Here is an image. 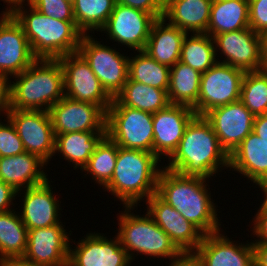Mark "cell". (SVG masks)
Segmentation results:
<instances>
[{
    "label": "cell",
    "instance_id": "obj_1",
    "mask_svg": "<svg viewBox=\"0 0 267 266\" xmlns=\"http://www.w3.org/2000/svg\"><path fill=\"white\" fill-rule=\"evenodd\" d=\"M209 180L184 176L162 167L156 194L204 235L222 231L217 203L211 198ZM208 187V188H207ZM209 191V192H208ZM221 229V230H220Z\"/></svg>",
    "mask_w": 267,
    "mask_h": 266
},
{
    "label": "cell",
    "instance_id": "obj_2",
    "mask_svg": "<svg viewBox=\"0 0 267 266\" xmlns=\"http://www.w3.org/2000/svg\"><path fill=\"white\" fill-rule=\"evenodd\" d=\"M166 162V169L210 180L218 172L229 168V155L221 147L211 124L204 116L196 115L186 126L177 149Z\"/></svg>",
    "mask_w": 267,
    "mask_h": 266
},
{
    "label": "cell",
    "instance_id": "obj_3",
    "mask_svg": "<svg viewBox=\"0 0 267 266\" xmlns=\"http://www.w3.org/2000/svg\"><path fill=\"white\" fill-rule=\"evenodd\" d=\"M161 160L151 152L118 146V156L105 192L125 206H136L156 194ZM116 196V197H115ZM145 199V200H144Z\"/></svg>",
    "mask_w": 267,
    "mask_h": 266
},
{
    "label": "cell",
    "instance_id": "obj_4",
    "mask_svg": "<svg viewBox=\"0 0 267 266\" xmlns=\"http://www.w3.org/2000/svg\"><path fill=\"white\" fill-rule=\"evenodd\" d=\"M11 15L22 27L37 59H59L78 52L84 34L78 29L75 21H62L45 16L29 2Z\"/></svg>",
    "mask_w": 267,
    "mask_h": 266
},
{
    "label": "cell",
    "instance_id": "obj_5",
    "mask_svg": "<svg viewBox=\"0 0 267 266\" xmlns=\"http://www.w3.org/2000/svg\"><path fill=\"white\" fill-rule=\"evenodd\" d=\"M12 77L11 109L49 111L65 96L64 74L58 59H36Z\"/></svg>",
    "mask_w": 267,
    "mask_h": 266
},
{
    "label": "cell",
    "instance_id": "obj_6",
    "mask_svg": "<svg viewBox=\"0 0 267 266\" xmlns=\"http://www.w3.org/2000/svg\"><path fill=\"white\" fill-rule=\"evenodd\" d=\"M134 208L136 207L124 206V210L119 211L118 230H116L121 246L126 250L130 260L133 262L134 257L139 254L153 259L167 258L169 261L180 258L183 253L153 218L147 212L145 215H135Z\"/></svg>",
    "mask_w": 267,
    "mask_h": 266
},
{
    "label": "cell",
    "instance_id": "obj_7",
    "mask_svg": "<svg viewBox=\"0 0 267 266\" xmlns=\"http://www.w3.org/2000/svg\"><path fill=\"white\" fill-rule=\"evenodd\" d=\"M153 113L128 106H109L106 135L119 147L153 153Z\"/></svg>",
    "mask_w": 267,
    "mask_h": 266
},
{
    "label": "cell",
    "instance_id": "obj_8",
    "mask_svg": "<svg viewBox=\"0 0 267 266\" xmlns=\"http://www.w3.org/2000/svg\"><path fill=\"white\" fill-rule=\"evenodd\" d=\"M110 47L89 34L82 36L78 52L89 63L106 92L115 98L127 82L129 56Z\"/></svg>",
    "mask_w": 267,
    "mask_h": 266
},
{
    "label": "cell",
    "instance_id": "obj_9",
    "mask_svg": "<svg viewBox=\"0 0 267 266\" xmlns=\"http://www.w3.org/2000/svg\"><path fill=\"white\" fill-rule=\"evenodd\" d=\"M244 74V70L218 61L202 73L195 114L204 116L216 107L240 100Z\"/></svg>",
    "mask_w": 267,
    "mask_h": 266
},
{
    "label": "cell",
    "instance_id": "obj_10",
    "mask_svg": "<svg viewBox=\"0 0 267 266\" xmlns=\"http://www.w3.org/2000/svg\"><path fill=\"white\" fill-rule=\"evenodd\" d=\"M64 74V93L67 98L99 105L107 112L113 98L103 88L89 63L79 53L58 59Z\"/></svg>",
    "mask_w": 267,
    "mask_h": 266
},
{
    "label": "cell",
    "instance_id": "obj_11",
    "mask_svg": "<svg viewBox=\"0 0 267 266\" xmlns=\"http://www.w3.org/2000/svg\"><path fill=\"white\" fill-rule=\"evenodd\" d=\"M5 118L14 125L25 152L35 154L49 164L55 151V134L49 111L10 109Z\"/></svg>",
    "mask_w": 267,
    "mask_h": 266
},
{
    "label": "cell",
    "instance_id": "obj_12",
    "mask_svg": "<svg viewBox=\"0 0 267 266\" xmlns=\"http://www.w3.org/2000/svg\"><path fill=\"white\" fill-rule=\"evenodd\" d=\"M156 20L152 14L116 3L99 32L106 33L109 40L118 42L120 46L124 45L135 52L143 51Z\"/></svg>",
    "mask_w": 267,
    "mask_h": 266
},
{
    "label": "cell",
    "instance_id": "obj_13",
    "mask_svg": "<svg viewBox=\"0 0 267 266\" xmlns=\"http://www.w3.org/2000/svg\"><path fill=\"white\" fill-rule=\"evenodd\" d=\"M80 239L75 247L69 245L68 266H130L132 263L117 235L109 239L103 233L91 232Z\"/></svg>",
    "mask_w": 267,
    "mask_h": 266
},
{
    "label": "cell",
    "instance_id": "obj_14",
    "mask_svg": "<svg viewBox=\"0 0 267 266\" xmlns=\"http://www.w3.org/2000/svg\"><path fill=\"white\" fill-rule=\"evenodd\" d=\"M49 114L55 135L106 131V112L99 105L89 102L76 101L64 96L50 108Z\"/></svg>",
    "mask_w": 267,
    "mask_h": 266
},
{
    "label": "cell",
    "instance_id": "obj_15",
    "mask_svg": "<svg viewBox=\"0 0 267 266\" xmlns=\"http://www.w3.org/2000/svg\"><path fill=\"white\" fill-rule=\"evenodd\" d=\"M218 62L248 71L262 69L261 38L250 27L238 31L224 32L213 37ZM219 52V53H218Z\"/></svg>",
    "mask_w": 267,
    "mask_h": 266
},
{
    "label": "cell",
    "instance_id": "obj_16",
    "mask_svg": "<svg viewBox=\"0 0 267 266\" xmlns=\"http://www.w3.org/2000/svg\"><path fill=\"white\" fill-rule=\"evenodd\" d=\"M204 118L211 124L221 147L230 155L252 132L255 116L238 100L208 111Z\"/></svg>",
    "mask_w": 267,
    "mask_h": 266
},
{
    "label": "cell",
    "instance_id": "obj_17",
    "mask_svg": "<svg viewBox=\"0 0 267 266\" xmlns=\"http://www.w3.org/2000/svg\"><path fill=\"white\" fill-rule=\"evenodd\" d=\"M64 226L57 224L28 230L23 257L39 266H68L69 245L76 242L69 237L71 233L66 232Z\"/></svg>",
    "mask_w": 267,
    "mask_h": 266
},
{
    "label": "cell",
    "instance_id": "obj_18",
    "mask_svg": "<svg viewBox=\"0 0 267 266\" xmlns=\"http://www.w3.org/2000/svg\"><path fill=\"white\" fill-rule=\"evenodd\" d=\"M145 204L146 212L171 238L175 246L183 254H193L201 244L204 234L157 194L151 195Z\"/></svg>",
    "mask_w": 267,
    "mask_h": 266
},
{
    "label": "cell",
    "instance_id": "obj_19",
    "mask_svg": "<svg viewBox=\"0 0 267 266\" xmlns=\"http://www.w3.org/2000/svg\"><path fill=\"white\" fill-rule=\"evenodd\" d=\"M51 184L48 179L41 185L17 192L16 195L18 196L16 197L23 194L20 198L22 204H20L19 215L28 230L63 224L60 220V216H62L60 212V210L62 211L61 201L59 204Z\"/></svg>",
    "mask_w": 267,
    "mask_h": 266
},
{
    "label": "cell",
    "instance_id": "obj_20",
    "mask_svg": "<svg viewBox=\"0 0 267 266\" xmlns=\"http://www.w3.org/2000/svg\"><path fill=\"white\" fill-rule=\"evenodd\" d=\"M36 59L20 24L11 14L0 13V73L12 78Z\"/></svg>",
    "mask_w": 267,
    "mask_h": 266
},
{
    "label": "cell",
    "instance_id": "obj_21",
    "mask_svg": "<svg viewBox=\"0 0 267 266\" xmlns=\"http://www.w3.org/2000/svg\"><path fill=\"white\" fill-rule=\"evenodd\" d=\"M196 116L193 108L170 104L153 113V153L161 160L169 158L177 149L186 126Z\"/></svg>",
    "mask_w": 267,
    "mask_h": 266
},
{
    "label": "cell",
    "instance_id": "obj_22",
    "mask_svg": "<svg viewBox=\"0 0 267 266\" xmlns=\"http://www.w3.org/2000/svg\"><path fill=\"white\" fill-rule=\"evenodd\" d=\"M225 235V232L223 234V231H219L203 236L201 244L193 253L202 265L254 266L252 241L237 243Z\"/></svg>",
    "mask_w": 267,
    "mask_h": 266
},
{
    "label": "cell",
    "instance_id": "obj_23",
    "mask_svg": "<svg viewBox=\"0 0 267 266\" xmlns=\"http://www.w3.org/2000/svg\"><path fill=\"white\" fill-rule=\"evenodd\" d=\"M261 188L267 182V144L253 131L229 155V171Z\"/></svg>",
    "mask_w": 267,
    "mask_h": 266
},
{
    "label": "cell",
    "instance_id": "obj_24",
    "mask_svg": "<svg viewBox=\"0 0 267 266\" xmlns=\"http://www.w3.org/2000/svg\"><path fill=\"white\" fill-rule=\"evenodd\" d=\"M45 165L39 156L28 152L0 157V180L16 192L38 186L49 179Z\"/></svg>",
    "mask_w": 267,
    "mask_h": 266
},
{
    "label": "cell",
    "instance_id": "obj_25",
    "mask_svg": "<svg viewBox=\"0 0 267 266\" xmlns=\"http://www.w3.org/2000/svg\"><path fill=\"white\" fill-rule=\"evenodd\" d=\"M213 0H166L163 18L187 34L206 33ZM168 20V21H167Z\"/></svg>",
    "mask_w": 267,
    "mask_h": 266
},
{
    "label": "cell",
    "instance_id": "obj_26",
    "mask_svg": "<svg viewBox=\"0 0 267 266\" xmlns=\"http://www.w3.org/2000/svg\"><path fill=\"white\" fill-rule=\"evenodd\" d=\"M187 33L166 23L164 18L157 19L150 31L143 50L158 63L173 67L180 60L181 47Z\"/></svg>",
    "mask_w": 267,
    "mask_h": 266
},
{
    "label": "cell",
    "instance_id": "obj_27",
    "mask_svg": "<svg viewBox=\"0 0 267 266\" xmlns=\"http://www.w3.org/2000/svg\"><path fill=\"white\" fill-rule=\"evenodd\" d=\"M105 136L106 131L71 132L55 135L54 156L58 153V156L62 155V159L69 162L68 164H73L74 170L77 168L82 170L94 153L96 146Z\"/></svg>",
    "mask_w": 267,
    "mask_h": 266
},
{
    "label": "cell",
    "instance_id": "obj_28",
    "mask_svg": "<svg viewBox=\"0 0 267 266\" xmlns=\"http://www.w3.org/2000/svg\"><path fill=\"white\" fill-rule=\"evenodd\" d=\"M249 27V0H213L206 34L215 35Z\"/></svg>",
    "mask_w": 267,
    "mask_h": 266
},
{
    "label": "cell",
    "instance_id": "obj_29",
    "mask_svg": "<svg viewBox=\"0 0 267 266\" xmlns=\"http://www.w3.org/2000/svg\"><path fill=\"white\" fill-rule=\"evenodd\" d=\"M168 92L127 79L122 90L113 98L110 106H128L156 113L170 105Z\"/></svg>",
    "mask_w": 267,
    "mask_h": 266
},
{
    "label": "cell",
    "instance_id": "obj_30",
    "mask_svg": "<svg viewBox=\"0 0 267 266\" xmlns=\"http://www.w3.org/2000/svg\"><path fill=\"white\" fill-rule=\"evenodd\" d=\"M201 73L178 61L170 67L168 97L171 104L193 108L199 97Z\"/></svg>",
    "mask_w": 267,
    "mask_h": 266
},
{
    "label": "cell",
    "instance_id": "obj_31",
    "mask_svg": "<svg viewBox=\"0 0 267 266\" xmlns=\"http://www.w3.org/2000/svg\"><path fill=\"white\" fill-rule=\"evenodd\" d=\"M216 58L214 39L209 34L191 33L184 37L179 60L183 64L202 74L219 60Z\"/></svg>",
    "mask_w": 267,
    "mask_h": 266
},
{
    "label": "cell",
    "instance_id": "obj_32",
    "mask_svg": "<svg viewBox=\"0 0 267 266\" xmlns=\"http://www.w3.org/2000/svg\"><path fill=\"white\" fill-rule=\"evenodd\" d=\"M15 209L0 213V259L23 257L27 248L28 229Z\"/></svg>",
    "mask_w": 267,
    "mask_h": 266
},
{
    "label": "cell",
    "instance_id": "obj_33",
    "mask_svg": "<svg viewBox=\"0 0 267 266\" xmlns=\"http://www.w3.org/2000/svg\"><path fill=\"white\" fill-rule=\"evenodd\" d=\"M136 53L129 57L128 79L168 91L170 67L158 63L144 51Z\"/></svg>",
    "mask_w": 267,
    "mask_h": 266
},
{
    "label": "cell",
    "instance_id": "obj_34",
    "mask_svg": "<svg viewBox=\"0 0 267 266\" xmlns=\"http://www.w3.org/2000/svg\"><path fill=\"white\" fill-rule=\"evenodd\" d=\"M115 4V0H75L72 5L76 26L84 35L100 31L107 23Z\"/></svg>",
    "mask_w": 267,
    "mask_h": 266
},
{
    "label": "cell",
    "instance_id": "obj_35",
    "mask_svg": "<svg viewBox=\"0 0 267 266\" xmlns=\"http://www.w3.org/2000/svg\"><path fill=\"white\" fill-rule=\"evenodd\" d=\"M117 156L118 145L106 135L96 146L94 153L80 173H86L85 176L90 175V179L104 188L113 176Z\"/></svg>",
    "mask_w": 267,
    "mask_h": 266
},
{
    "label": "cell",
    "instance_id": "obj_36",
    "mask_svg": "<svg viewBox=\"0 0 267 266\" xmlns=\"http://www.w3.org/2000/svg\"><path fill=\"white\" fill-rule=\"evenodd\" d=\"M240 101L254 116L267 113V70L245 72Z\"/></svg>",
    "mask_w": 267,
    "mask_h": 266
},
{
    "label": "cell",
    "instance_id": "obj_37",
    "mask_svg": "<svg viewBox=\"0 0 267 266\" xmlns=\"http://www.w3.org/2000/svg\"><path fill=\"white\" fill-rule=\"evenodd\" d=\"M42 14L62 21H75L73 5L66 0H28Z\"/></svg>",
    "mask_w": 267,
    "mask_h": 266
},
{
    "label": "cell",
    "instance_id": "obj_38",
    "mask_svg": "<svg viewBox=\"0 0 267 266\" xmlns=\"http://www.w3.org/2000/svg\"><path fill=\"white\" fill-rule=\"evenodd\" d=\"M1 120V119H0ZM0 121V157L19 155L25 152L14 125L6 118Z\"/></svg>",
    "mask_w": 267,
    "mask_h": 266
},
{
    "label": "cell",
    "instance_id": "obj_39",
    "mask_svg": "<svg viewBox=\"0 0 267 266\" xmlns=\"http://www.w3.org/2000/svg\"><path fill=\"white\" fill-rule=\"evenodd\" d=\"M249 27L257 34L267 31V0H249Z\"/></svg>",
    "mask_w": 267,
    "mask_h": 266
},
{
    "label": "cell",
    "instance_id": "obj_40",
    "mask_svg": "<svg viewBox=\"0 0 267 266\" xmlns=\"http://www.w3.org/2000/svg\"><path fill=\"white\" fill-rule=\"evenodd\" d=\"M262 202L251 221L253 224H250L252 225L250 235L256 236V239L254 238L252 241L267 243V202L265 200Z\"/></svg>",
    "mask_w": 267,
    "mask_h": 266
},
{
    "label": "cell",
    "instance_id": "obj_41",
    "mask_svg": "<svg viewBox=\"0 0 267 266\" xmlns=\"http://www.w3.org/2000/svg\"><path fill=\"white\" fill-rule=\"evenodd\" d=\"M117 4L152 14L156 19L163 18L164 2L162 0H115Z\"/></svg>",
    "mask_w": 267,
    "mask_h": 266
},
{
    "label": "cell",
    "instance_id": "obj_42",
    "mask_svg": "<svg viewBox=\"0 0 267 266\" xmlns=\"http://www.w3.org/2000/svg\"><path fill=\"white\" fill-rule=\"evenodd\" d=\"M10 76L0 73V116L6 117L11 109V81ZM1 118V117H0Z\"/></svg>",
    "mask_w": 267,
    "mask_h": 266
},
{
    "label": "cell",
    "instance_id": "obj_43",
    "mask_svg": "<svg viewBox=\"0 0 267 266\" xmlns=\"http://www.w3.org/2000/svg\"><path fill=\"white\" fill-rule=\"evenodd\" d=\"M16 194L17 192L10 185L0 180V213L13 210L11 205H15L13 201L17 199Z\"/></svg>",
    "mask_w": 267,
    "mask_h": 266
},
{
    "label": "cell",
    "instance_id": "obj_44",
    "mask_svg": "<svg viewBox=\"0 0 267 266\" xmlns=\"http://www.w3.org/2000/svg\"><path fill=\"white\" fill-rule=\"evenodd\" d=\"M254 266H267V243L252 242Z\"/></svg>",
    "mask_w": 267,
    "mask_h": 266
},
{
    "label": "cell",
    "instance_id": "obj_45",
    "mask_svg": "<svg viewBox=\"0 0 267 266\" xmlns=\"http://www.w3.org/2000/svg\"><path fill=\"white\" fill-rule=\"evenodd\" d=\"M252 131L267 144V113L255 116Z\"/></svg>",
    "mask_w": 267,
    "mask_h": 266
},
{
    "label": "cell",
    "instance_id": "obj_46",
    "mask_svg": "<svg viewBox=\"0 0 267 266\" xmlns=\"http://www.w3.org/2000/svg\"><path fill=\"white\" fill-rule=\"evenodd\" d=\"M168 266H203L194 254H183L180 258L172 260Z\"/></svg>",
    "mask_w": 267,
    "mask_h": 266
},
{
    "label": "cell",
    "instance_id": "obj_47",
    "mask_svg": "<svg viewBox=\"0 0 267 266\" xmlns=\"http://www.w3.org/2000/svg\"><path fill=\"white\" fill-rule=\"evenodd\" d=\"M0 266H39L24 257L1 258Z\"/></svg>",
    "mask_w": 267,
    "mask_h": 266
},
{
    "label": "cell",
    "instance_id": "obj_48",
    "mask_svg": "<svg viewBox=\"0 0 267 266\" xmlns=\"http://www.w3.org/2000/svg\"><path fill=\"white\" fill-rule=\"evenodd\" d=\"M4 3H7L6 8H4V11H1V14H12L16 9L22 7L25 5V2H28V0H1Z\"/></svg>",
    "mask_w": 267,
    "mask_h": 266
},
{
    "label": "cell",
    "instance_id": "obj_49",
    "mask_svg": "<svg viewBox=\"0 0 267 266\" xmlns=\"http://www.w3.org/2000/svg\"><path fill=\"white\" fill-rule=\"evenodd\" d=\"M262 69L267 70V31L260 34Z\"/></svg>",
    "mask_w": 267,
    "mask_h": 266
},
{
    "label": "cell",
    "instance_id": "obj_50",
    "mask_svg": "<svg viewBox=\"0 0 267 266\" xmlns=\"http://www.w3.org/2000/svg\"><path fill=\"white\" fill-rule=\"evenodd\" d=\"M260 189V191L264 194V200L267 202V182Z\"/></svg>",
    "mask_w": 267,
    "mask_h": 266
},
{
    "label": "cell",
    "instance_id": "obj_51",
    "mask_svg": "<svg viewBox=\"0 0 267 266\" xmlns=\"http://www.w3.org/2000/svg\"><path fill=\"white\" fill-rule=\"evenodd\" d=\"M66 1H69V2L73 3L75 0H66Z\"/></svg>",
    "mask_w": 267,
    "mask_h": 266
}]
</instances>
